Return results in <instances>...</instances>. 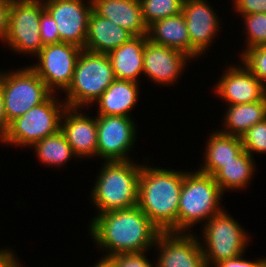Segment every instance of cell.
I'll use <instances>...</instances> for the list:
<instances>
[{"label": "cell", "mask_w": 266, "mask_h": 267, "mask_svg": "<svg viewBox=\"0 0 266 267\" xmlns=\"http://www.w3.org/2000/svg\"><path fill=\"white\" fill-rule=\"evenodd\" d=\"M45 11L44 2L12 0L7 36L1 42L14 53L36 57L43 43L39 21Z\"/></svg>", "instance_id": "cell-9"}, {"label": "cell", "mask_w": 266, "mask_h": 267, "mask_svg": "<svg viewBox=\"0 0 266 267\" xmlns=\"http://www.w3.org/2000/svg\"><path fill=\"white\" fill-rule=\"evenodd\" d=\"M83 48L78 45L59 42L44 45L35 57L30 68L44 81L47 88L55 94L63 93L70 86L76 63ZM58 90V91H56Z\"/></svg>", "instance_id": "cell-10"}, {"label": "cell", "mask_w": 266, "mask_h": 267, "mask_svg": "<svg viewBox=\"0 0 266 267\" xmlns=\"http://www.w3.org/2000/svg\"><path fill=\"white\" fill-rule=\"evenodd\" d=\"M12 0H0V41L7 36Z\"/></svg>", "instance_id": "cell-35"}, {"label": "cell", "mask_w": 266, "mask_h": 267, "mask_svg": "<svg viewBox=\"0 0 266 267\" xmlns=\"http://www.w3.org/2000/svg\"><path fill=\"white\" fill-rule=\"evenodd\" d=\"M237 220L224 209L205 224H200L203 226H201L202 233L197 236L207 267L246 254L244 252L250 245V234Z\"/></svg>", "instance_id": "cell-7"}, {"label": "cell", "mask_w": 266, "mask_h": 267, "mask_svg": "<svg viewBox=\"0 0 266 267\" xmlns=\"http://www.w3.org/2000/svg\"><path fill=\"white\" fill-rule=\"evenodd\" d=\"M134 120V117L96 115L97 158L104 161L133 160L130 151L138 138V124Z\"/></svg>", "instance_id": "cell-11"}, {"label": "cell", "mask_w": 266, "mask_h": 267, "mask_svg": "<svg viewBox=\"0 0 266 267\" xmlns=\"http://www.w3.org/2000/svg\"><path fill=\"white\" fill-rule=\"evenodd\" d=\"M88 235L104 256L120 253H138L153 249L162 232L136 205L130 208L96 214ZM101 248V249H100Z\"/></svg>", "instance_id": "cell-1"}, {"label": "cell", "mask_w": 266, "mask_h": 267, "mask_svg": "<svg viewBox=\"0 0 266 267\" xmlns=\"http://www.w3.org/2000/svg\"><path fill=\"white\" fill-rule=\"evenodd\" d=\"M184 0H140L144 23L178 15L182 12Z\"/></svg>", "instance_id": "cell-27"}, {"label": "cell", "mask_w": 266, "mask_h": 267, "mask_svg": "<svg viewBox=\"0 0 266 267\" xmlns=\"http://www.w3.org/2000/svg\"><path fill=\"white\" fill-rule=\"evenodd\" d=\"M115 79L107 54L83 49L63 100L67 107L89 109Z\"/></svg>", "instance_id": "cell-5"}, {"label": "cell", "mask_w": 266, "mask_h": 267, "mask_svg": "<svg viewBox=\"0 0 266 267\" xmlns=\"http://www.w3.org/2000/svg\"><path fill=\"white\" fill-rule=\"evenodd\" d=\"M84 111V108L67 107L62 115L60 129L80 160L97 158L96 116Z\"/></svg>", "instance_id": "cell-17"}, {"label": "cell", "mask_w": 266, "mask_h": 267, "mask_svg": "<svg viewBox=\"0 0 266 267\" xmlns=\"http://www.w3.org/2000/svg\"><path fill=\"white\" fill-rule=\"evenodd\" d=\"M228 64L212 88L226 107L260 101L266 96L264 86L239 60ZM239 64V65H238ZM225 101V102H224Z\"/></svg>", "instance_id": "cell-15"}, {"label": "cell", "mask_w": 266, "mask_h": 267, "mask_svg": "<svg viewBox=\"0 0 266 267\" xmlns=\"http://www.w3.org/2000/svg\"><path fill=\"white\" fill-rule=\"evenodd\" d=\"M255 159L244 149L229 163L223 166L213 175L222 192L243 191L252 182L256 170ZM241 189V190H240Z\"/></svg>", "instance_id": "cell-25"}, {"label": "cell", "mask_w": 266, "mask_h": 267, "mask_svg": "<svg viewBox=\"0 0 266 267\" xmlns=\"http://www.w3.org/2000/svg\"><path fill=\"white\" fill-rule=\"evenodd\" d=\"M240 18L244 21V30L246 39H244L245 46L242 54L246 49L258 46L266 45V13H256L249 15H240Z\"/></svg>", "instance_id": "cell-28"}, {"label": "cell", "mask_w": 266, "mask_h": 267, "mask_svg": "<svg viewBox=\"0 0 266 267\" xmlns=\"http://www.w3.org/2000/svg\"><path fill=\"white\" fill-rule=\"evenodd\" d=\"M0 84L8 123L44 102L52 92L30 68L0 70Z\"/></svg>", "instance_id": "cell-8"}, {"label": "cell", "mask_w": 266, "mask_h": 267, "mask_svg": "<svg viewBox=\"0 0 266 267\" xmlns=\"http://www.w3.org/2000/svg\"><path fill=\"white\" fill-rule=\"evenodd\" d=\"M134 37L129 31L92 10L84 50L108 54Z\"/></svg>", "instance_id": "cell-20"}, {"label": "cell", "mask_w": 266, "mask_h": 267, "mask_svg": "<svg viewBox=\"0 0 266 267\" xmlns=\"http://www.w3.org/2000/svg\"><path fill=\"white\" fill-rule=\"evenodd\" d=\"M224 194L212 175L187 171L179 198L178 233H192L196 224H205L223 211Z\"/></svg>", "instance_id": "cell-4"}, {"label": "cell", "mask_w": 266, "mask_h": 267, "mask_svg": "<svg viewBox=\"0 0 266 267\" xmlns=\"http://www.w3.org/2000/svg\"><path fill=\"white\" fill-rule=\"evenodd\" d=\"M147 39L152 43L179 50L191 57L190 36L182 12L148 25Z\"/></svg>", "instance_id": "cell-23"}, {"label": "cell", "mask_w": 266, "mask_h": 267, "mask_svg": "<svg viewBox=\"0 0 266 267\" xmlns=\"http://www.w3.org/2000/svg\"><path fill=\"white\" fill-rule=\"evenodd\" d=\"M223 116V127L218 131L241 137L248 129L266 118V96L260 101L230 105Z\"/></svg>", "instance_id": "cell-24"}, {"label": "cell", "mask_w": 266, "mask_h": 267, "mask_svg": "<svg viewBox=\"0 0 266 267\" xmlns=\"http://www.w3.org/2000/svg\"><path fill=\"white\" fill-rule=\"evenodd\" d=\"M191 60L186 53L147 40L143 55V74L154 85L174 86Z\"/></svg>", "instance_id": "cell-16"}, {"label": "cell", "mask_w": 266, "mask_h": 267, "mask_svg": "<svg viewBox=\"0 0 266 267\" xmlns=\"http://www.w3.org/2000/svg\"><path fill=\"white\" fill-rule=\"evenodd\" d=\"M145 252L120 253L111 256L116 267H155V261H149Z\"/></svg>", "instance_id": "cell-31"}, {"label": "cell", "mask_w": 266, "mask_h": 267, "mask_svg": "<svg viewBox=\"0 0 266 267\" xmlns=\"http://www.w3.org/2000/svg\"><path fill=\"white\" fill-rule=\"evenodd\" d=\"M239 57L244 66L266 86V45L248 48Z\"/></svg>", "instance_id": "cell-29"}, {"label": "cell", "mask_w": 266, "mask_h": 267, "mask_svg": "<svg viewBox=\"0 0 266 267\" xmlns=\"http://www.w3.org/2000/svg\"><path fill=\"white\" fill-rule=\"evenodd\" d=\"M45 10L57 24L59 42L78 45L84 49L92 0H48Z\"/></svg>", "instance_id": "cell-12"}, {"label": "cell", "mask_w": 266, "mask_h": 267, "mask_svg": "<svg viewBox=\"0 0 266 267\" xmlns=\"http://www.w3.org/2000/svg\"><path fill=\"white\" fill-rule=\"evenodd\" d=\"M66 108L63 98L52 93L44 102L9 123L6 133L0 139L1 145L3 143L7 144L5 146L26 149L57 133L61 129V119Z\"/></svg>", "instance_id": "cell-6"}, {"label": "cell", "mask_w": 266, "mask_h": 267, "mask_svg": "<svg viewBox=\"0 0 266 267\" xmlns=\"http://www.w3.org/2000/svg\"><path fill=\"white\" fill-rule=\"evenodd\" d=\"M207 136L206 147L202 165L198 170L208 175H214L223 164L229 163L243 150L241 137L227 135L216 131H212Z\"/></svg>", "instance_id": "cell-22"}, {"label": "cell", "mask_w": 266, "mask_h": 267, "mask_svg": "<svg viewBox=\"0 0 266 267\" xmlns=\"http://www.w3.org/2000/svg\"><path fill=\"white\" fill-rule=\"evenodd\" d=\"M209 0H184L182 14L186 20L191 43V58L194 60L212 45L222 27L221 19ZM213 6V7H212ZM212 44V45H211Z\"/></svg>", "instance_id": "cell-13"}, {"label": "cell", "mask_w": 266, "mask_h": 267, "mask_svg": "<svg viewBox=\"0 0 266 267\" xmlns=\"http://www.w3.org/2000/svg\"><path fill=\"white\" fill-rule=\"evenodd\" d=\"M93 10L133 36L147 35L140 0H92Z\"/></svg>", "instance_id": "cell-19"}, {"label": "cell", "mask_w": 266, "mask_h": 267, "mask_svg": "<svg viewBox=\"0 0 266 267\" xmlns=\"http://www.w3.org/2000/svg\"><path fill=\"white\" fill-rule=\"evenodd\" d=\"M30 149L35 150L36 159L41 162L40 164L51 168H64V165L69 163L73 157L77 160V156L61 130L37 141Z\"/></svg>", "instance_id": "cell-26"}, {"label": "cell", "mask_w": 266, "mask_h": 267, "mask_svg": "<svg viewBox=\"0 0 266 267\" xmlns=\"http://www.w3.org/2000/svg\"><path fill=\"white\" fill-rule=\"evenodd\" d=\"M19 262V255L12 248L6 246L0 249V267H15Z\"/></svg>", "instance_id": "cell-36"}, {"label": "cell", "mask_w": 266, "mask_h": 267, "mask_svg": "<svg viewBox=\"0 0 266 267\" xmlns=\"http://www.w3.org/2000/svg\"><path fill=\"white\" fill-rule=\"evenodd\" d=\"M244 149L254 158V154H266V118L248 129L242 136Z\"/></svg>", "instance_id": "cell-30"}, {"label": "cell", "mask_w": 266, "mask_h": 267, "mask_svg": "<svg viewBox=\"0 0 266 267\" xmlns=\"http://www.w3.org/2000/svg\"><path fill=\"white\" fill-rule=\"evenodd\" d=\"M259 267H266V258L261 262Z\"/></svg>", "instance_id": "cell-39"}, {"label": "cell", "mask_w": 266, "mask_h": 267, "mask_svg": "<svg viewBox=\"0 0 266 267\" xmlns=\"http://www.w3.org/2000/svg\"><path fill=\"white\" fill-rule=\"evenodd\" d=\"M243 255H240L238 257L235 258H231L229 260H224L221 262H218L216 264H214L212 267H259L261 262L265 259L263 258H259V259H245Z\"/></svg>", "instance_id": "cell-34"}, {"label": "cell", "mask_w": 266, "mask_h": 267, "mask_svg": "<svg viewBox=\"0 0 266 267\" xmlns=\"http://www.w3.org/2000/svg\"><path fill=\"white\" fill-rule=\"evenodd\" d=\"M147 35L134 36L107 55L111 61L116 79L140 83L144 77L143 55Z\"/></svg>", "instance_id": "cell-21"}, {"label": "cell", "mask_w": 266, "mask_h": 267, "mask_svg": "<svg viewBox=\"0 0 266 267\" xmlns=\"http://www.w3.org/2000/svg\"><path fill=\"white\" fill-rule=\"evenodd\" d=\"M136 160L104 161L90 190V202L97 214L137 205L139 177L143 163ZM92 200V201H91Z\"/></svg>", "instance_id": "cell-3"}, {"label": "cell", "mask_w": 266, "mask_h": 267, "mask_svg": "<svg viewBox=\"0 0 266 267\" xmlns=\"http://www.w3.org/2000/svg\"><path fill=\"white\" fill-rule=\"evenodd\" d=\"M139 83L115 79L103 94L93 103L97 114L125 116L132 118V112L139 101Z\"/></svg>", "instance_id": "cell-18"}, {"label": "cell", "mask_w": 266, "mask_h": 267, "mask_svg": "<svg viewBox=\"0 0 266 267\" xmlns=\"http://www.w3.org/2000/svg\"><path fill=\"white\" fill-rule=\"evenodd\" d=\"M91 267H116L114 260L109 256H104L95 262L94 266Z\"/></svg>", "instance_id": "cell-38"}, {"label": "cell", "mask_w": 266, "mask_h": 267, "mask_svg": "<svg viewBox=\"0 0 266 267\" xmlns=\"http://www.w3.org/2000/svg\"><path fill=\"white\" fill-rule=\"evenodd\" d=\"M40 37L43 45L59 43L57 24L52 16L45 10L39 21Z\"/></svg>", "instance_id": "cell-32"}, {"label": "cell", "mask_w": 266, "mask_h": 267, "mask_svg": "<svg viewBox=\"0 0 266 267\" xmlns=\"http://www.w3.org/2000/svg\"><path fill=\"white\" fill-rule=\"evenodd\" d=\"M196 232H161L154 245L155 267H207Z\"/></svg>", "instance_id": "cell-14"}, {"label": "cell", "mask_w": 266, "mask_h": 267, "mask_svg": "<svg viewBox=\"0 0 266 267\" xmlns=\"http://www.w3.org/2000/svg\"><path fill=\"white\" fill-rule=\"evenodd\" d=\"M21 262H19L15 267H25Z\"/></svg>", "instance_id": "cell-41"}, {"label": "cell", "mask_w": 266, "mask_h": 267, "mask_svg": "<svg viewBox=\"0 0 266 267\" xmlns=\"http://www.w3.org/2000/svg\"><path fill=\"white\" fill-rule=\"evenodd\" d=\"M23 1L45 2V1H48V0H23Z\"/></svg>", "instance_id": "cell-40"}, {"label": "cell", "mask_w": 266, "mask_h": 267, "mask_svg": "<svg viewBox=\"0 0 266 267\" xmlns=\"http://www.w3.org/2000/svg\"><path fill=\"white\" fill-rule=\"evenodd\" d=\"M144 161L137 206L162 232L178 233L179 198L187 171L155 167Z\"/></svg>", "instance_id": "cell-2"}, {"label": "cell", "mask_w": 266, "mask_h": 267, "mask_svg": "<svg viewBox=\"0 0 266 267\" xmlns=\"http://www.w3.org/2000/svg\"><path fill=\"white\" fill-rule=\"evenodd\" d=\"M236 15L266 13V0H232Z\"/></svg>", "instance_id": "cell-33"}, {"label": "cell", "mask_w": 266, "mask_h": 267, "mask_svg": "<svg viewBox=\"0 0 266 267\" xmlns=\"http://www.w3.org/2000/svg\"><path fill=\"white\" fill-rule=\"evenodd\" d=\"M9 127V123L6 119L5 109H4V100L2 95V89L0 84V139L6 133Z\"/></svg>", "instance_id": "cell-37"}]
</instances>
